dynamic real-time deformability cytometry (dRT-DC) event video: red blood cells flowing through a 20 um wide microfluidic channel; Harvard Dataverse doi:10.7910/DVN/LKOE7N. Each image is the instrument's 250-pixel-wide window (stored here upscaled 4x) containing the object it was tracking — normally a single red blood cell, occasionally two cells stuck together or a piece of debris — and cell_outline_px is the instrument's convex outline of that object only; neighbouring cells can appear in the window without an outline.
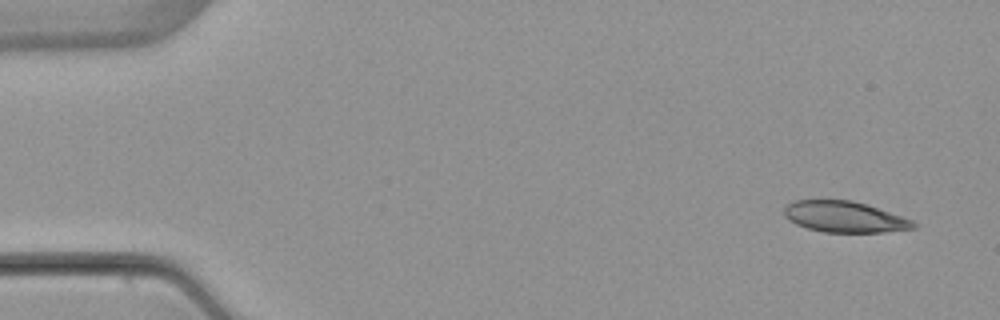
{"species": "common noctule bat (a hibernating species)", "species_latin": "Nyctalus noctula", "temperature_condition": "warm", "stored_images_in_passage": 4, "camera_frame_rate_fps": 3000, "um_per_image_px": 0.085, "animal": {"sex": "female", "body_mass_g": 22.7, "forearm_length_mm": 54.2}, "frame": {"image": 1, "passage_image": 1, "time_ms": 0.0, "image_size_px": [1000, 320], "cell_outline_px": [[916, 228], [884, 232], [824, 232], [808, 228], [796, 224], [788, 220], [784, 216], [784, 208], [788, 204], [796, 200], [852, 200], [868, 204], [912, 220], [916, 224]], "centroid_in_image_um": [71.78, 18.43], "position_along_channel_um": 13.2, "area_um2": 23.35}}
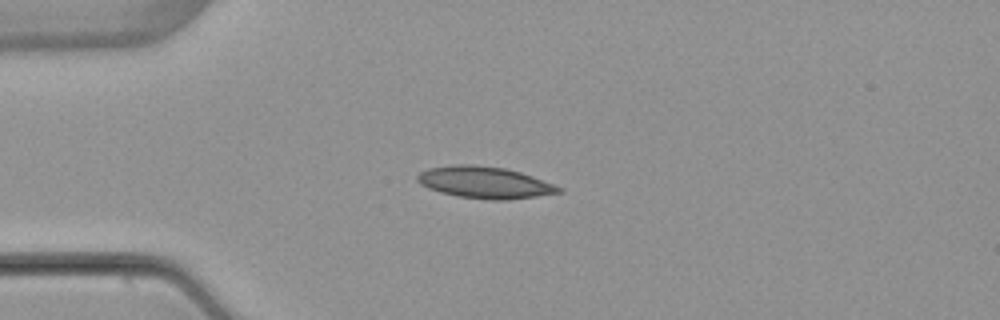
{"frame": {"image": 2, "passage_image": 3, "time_ms": 3.333, "image_size_px": [1000, 320], "cell_outline_px": [[564, 192], [508, 200], [492, 200], [460, 196], [440, 192], [428, 188], [420, 184], [416, 180], [416, 176], [420, 172], [428, 168], [456, 164], [472, 164], [504, 168], [520, 172], [532, 176], [564, 188]], "centroid_in_image_um": [41.2, 15.51], "position_along_channel_um": 43.8, "area_um2": 26.13}}